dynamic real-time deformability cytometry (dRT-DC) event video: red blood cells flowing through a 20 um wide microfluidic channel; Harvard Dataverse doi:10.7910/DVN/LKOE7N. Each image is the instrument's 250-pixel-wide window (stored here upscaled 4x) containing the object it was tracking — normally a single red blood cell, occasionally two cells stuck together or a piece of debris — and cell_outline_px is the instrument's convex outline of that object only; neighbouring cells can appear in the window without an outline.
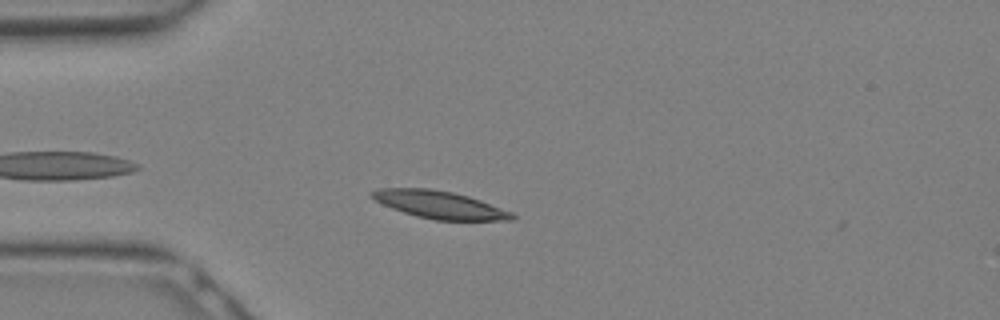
{"species": "Egyptian fruit bat (a non-hibernating species)", "species_latin": "Rousettus aegyptiacus", "temperature_condition": "warm", "stored_images_in_passage": 5, "camera_frame_rate_fps": 3000, "um_per_image_px": 0.085, "animal": {"sex": "female"}, "frame": {"image": 1, "passage_image": 3, "time_ms": 0.667, "image_size_px": [1000, 320], "cell_outline_px": [[516, 220], [436, 220], [416, 216], [392, 208], [376, 200], [368, 192], [376, 188], [428, 188], [452, 192], [468, 196], [480, 200], [512, 212], [516, 216]], "centroid_in_image_um": [37.37, 17.4], "position_along_channel_um": 47.6, "area_um2": 22.37}}